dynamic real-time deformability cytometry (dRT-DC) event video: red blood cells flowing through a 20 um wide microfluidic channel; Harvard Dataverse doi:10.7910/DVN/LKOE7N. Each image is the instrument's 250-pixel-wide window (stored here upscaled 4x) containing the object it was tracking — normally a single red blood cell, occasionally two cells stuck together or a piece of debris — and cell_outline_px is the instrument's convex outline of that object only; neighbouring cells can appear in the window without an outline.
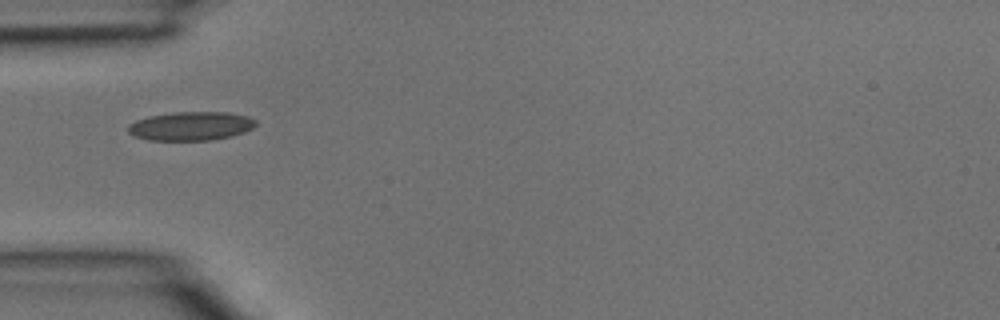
{"species": "common noctule bat (a hibernating species)", "species_latin": "Nyctalus noctula", "temperature_condition": "room temperature", "stored_images_in_passage": 5, "camera_frame_rate_fps": 3000, "um_per_image_px": 0.085, "animal": {"sex": "male", "body_mass_g": 15.6}, "frame": {"image": 1, "passage_image": 4, "time_ms": 1.0, "image_size_px": [1000, 320], "cell_outline_px": [[256, 124], [252, 128], [244, 132], [232, 136], [212, 140], [148, 140], [132, 136], [128, 132], [128, 124], [136, 120], [148, 116], [172, 112], [228, 112], [248, 116], [256, 120]], "centroid_in_image_um": [16.2, 10.71], "position_along_channel_um": 68.8, "area_um2": 21.62}}